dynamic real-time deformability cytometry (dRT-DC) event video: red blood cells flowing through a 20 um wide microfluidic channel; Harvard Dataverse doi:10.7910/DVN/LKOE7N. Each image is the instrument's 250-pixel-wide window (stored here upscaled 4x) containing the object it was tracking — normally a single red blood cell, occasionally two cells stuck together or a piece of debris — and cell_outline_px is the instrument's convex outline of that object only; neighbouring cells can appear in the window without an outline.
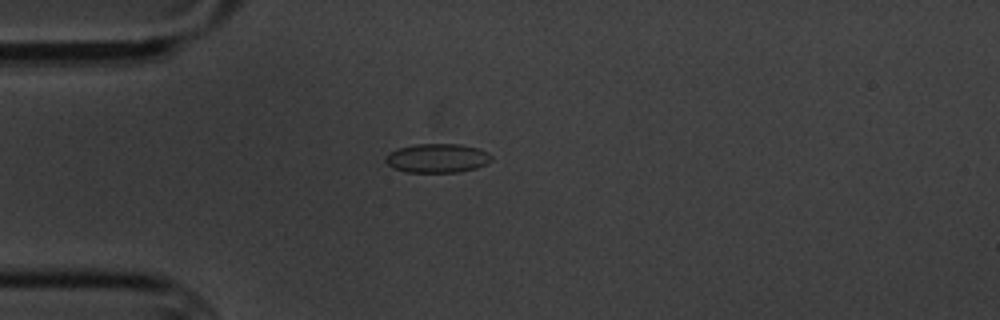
{"species": "common noctule bat (a hibernating species)", "species_latin": "Nyctalus noctula", "temperature_condition": "cold", "stored_images_in_passage": 9, "camera_frame_rate_fps": 3000, "um_per_image_px": 0.085, "animal": {"sex": "male", "body_mass_g": 20.1, "forearm_length_mm": 53.5}, "frame": {"image": 1, "passage_image": 2, "time_ms": 1.333, "image_size_px": [1000, 320], "cell_outline_px": [[492, 160], [476, 168], [456, 172], [408, 172], [392, 168], [384, 160], [384, 156], [388, 152], [400, 148], [416, 144], [460, 144], [480, 148], [488, 152], [492, 156]], "centroid_in_image_um": [37.16, 13.44], "position_along_channel_um": 47.8, "area_um2": 17.98}}
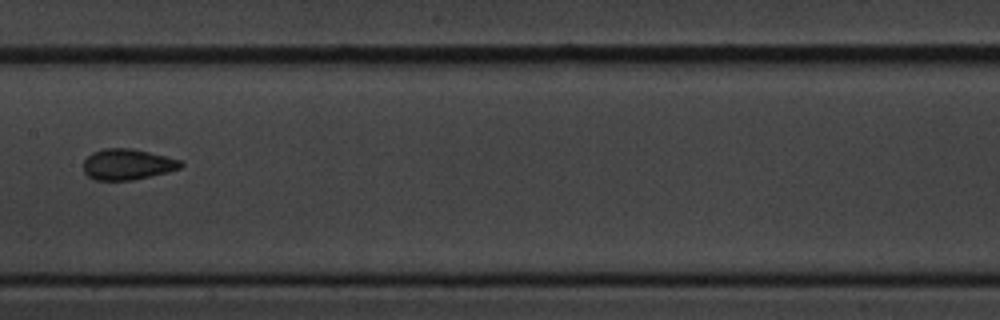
{"frame": {"image": 2, "passage_image": 6, "time_ms": 6.0, "image_size_px": [1000, 320], "cell_outline_px": [[184, 164], [180, 168], [168, 172], [132, 180], [96, 180], [88, 176], [84, 172], [84, 160], [92, 152], [104, 148], [132, 148], [180, 160]], "centroid_in_image_um": [10.81, 13.97], "position_along_channel_um": 196.6, "area_um2": 17.4}}
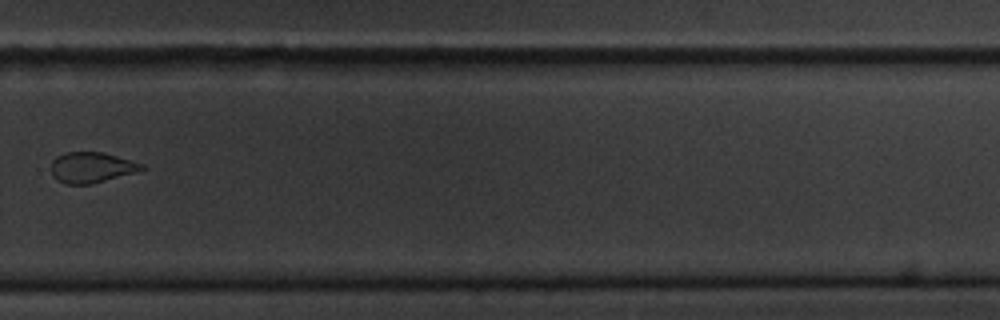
{"frame": {"image": 3, "passage_image": 9, "time_ms": 9.667, "image_size_px": [1000, 320], "cell_outline_px": [[144, 168], [136, 172], [88, 184], [68, 184], [56, 180], [52, 176], [52, 160], [56, 156], [64, 152], [104, 152], [132, 160], [144, 164]], "centroid_in_image_um": [7.76, 14.21], "position_along_channel_um": 322.0, "area_um2": 16.07}}